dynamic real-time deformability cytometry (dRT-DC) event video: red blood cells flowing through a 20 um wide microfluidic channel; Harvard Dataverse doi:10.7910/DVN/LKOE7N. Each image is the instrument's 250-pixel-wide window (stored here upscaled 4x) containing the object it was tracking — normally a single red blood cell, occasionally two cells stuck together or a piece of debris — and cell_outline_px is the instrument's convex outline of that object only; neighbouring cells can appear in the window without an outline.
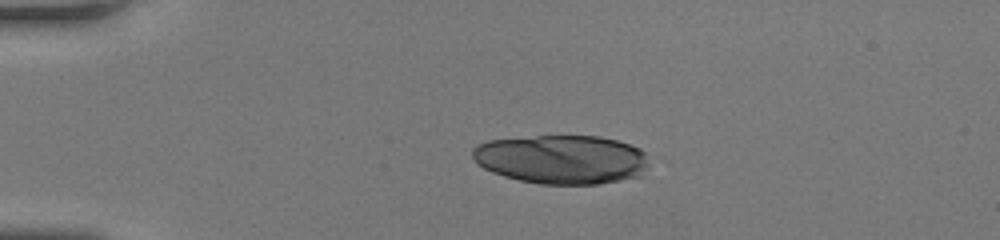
{"species": "human", "species_latin": "Homo sapiens", "temperature_condition": "room temperature", "stored_images_in_passage": 9, "camera_frame_rate_fps": 3000, "um_per_image_px": 0.085, "donor": {"sex": "female"}, "frame": {"image": 1, "passage_image": 1, "time_ms": 0.0, "image_size_px": [1000, 240], "cell_outline_px": [[648, 164], [644, 176], [600, 184], [540, 184], [520, 180], [504, 176], [492, 172], [476, 164], [472, 156], [472, 148], [476, 144], [488, 140], [536, 136], [600, 136], [616, 140], [640, 148], [644, 152]], "centroid_in_image_um": [47.74, 13.55], "position_along_channel_um": 37.3, "area_um2": 50.81}}